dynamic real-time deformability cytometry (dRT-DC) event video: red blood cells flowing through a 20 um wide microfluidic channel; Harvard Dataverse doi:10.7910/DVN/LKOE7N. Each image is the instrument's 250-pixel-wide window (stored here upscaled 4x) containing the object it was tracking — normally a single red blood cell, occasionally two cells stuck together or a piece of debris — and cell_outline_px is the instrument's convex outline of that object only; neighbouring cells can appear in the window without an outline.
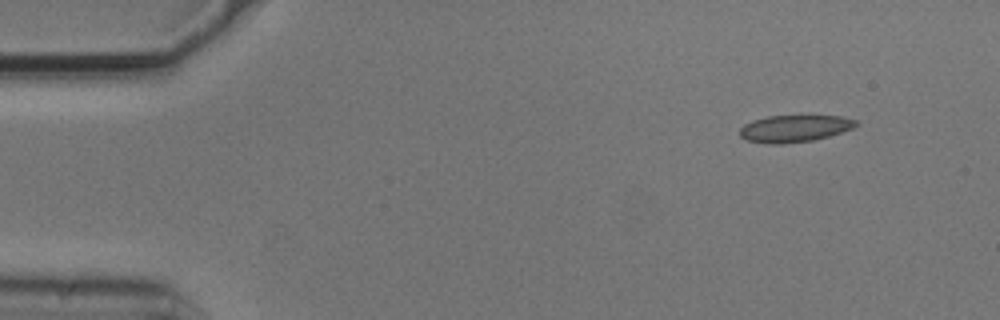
{"species": "common noctule bat (a hibernating species)", "species_latin": "Nyctalus noctula", "temperature_condition": "cold", "stored_images_in_passage": 4, "camera_frame_rate_fps": 3000, "um_per_image_px": 0.085, "animal": {"sex": "male", "body_mass_g": 20.5, "forearm_length_mm": 52.5}, "frame": {"image": 1, "passage_image": 1, "time_ms": 0.0, "image_size_px": [1000, 320], "cell_outline_px": [[860, 124], [852, 128], [828, 136], [812, 140], [780, 144], [768, 144], [748, 140], [740, 136], [740, 128], [744, 124], [752, 120], [768, 116], [840, 116], [856, 120]], "centroid_in_image_um": [67.51, 10.92], "position_along_channel_um": 17.5, "area_um2": 18.09}}